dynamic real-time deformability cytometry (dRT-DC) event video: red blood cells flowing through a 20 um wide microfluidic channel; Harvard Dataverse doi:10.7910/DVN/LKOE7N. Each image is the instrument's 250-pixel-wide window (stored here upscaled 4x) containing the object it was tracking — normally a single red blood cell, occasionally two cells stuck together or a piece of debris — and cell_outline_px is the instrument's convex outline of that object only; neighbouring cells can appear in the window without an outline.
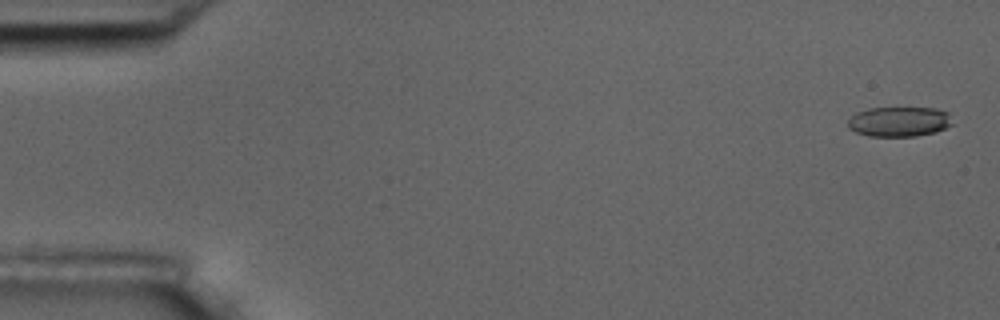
{"species": "common noctule bat (a hibernating species)", "species_latin": "Nyctalus noctula", "temperature_condition": "room temperature", "stored_images_in_passage": 11, "camera_frame_rate_fps": 3000, "um_per_image_px": 0.085, "animal": {"sex": "male", "body_mass_g": 17.5, "forearm_length_mm": 52.3}, "frame": {"image": 1, "passage_image": 1, "time_ms": 0.0, "image_size_px": [1000, 320], "cell_outline_px": [[956, 124], [936, 132], [916, 136], [868, 136], [856, 132], [848, 128], [848, 120], [856, 112], [868, 108], [936, 108], [948, 112]], "centroid_in_image_um": [76.48, 10.34], "position_along_channel_um": 8.5, "area_um2": 18.5}}
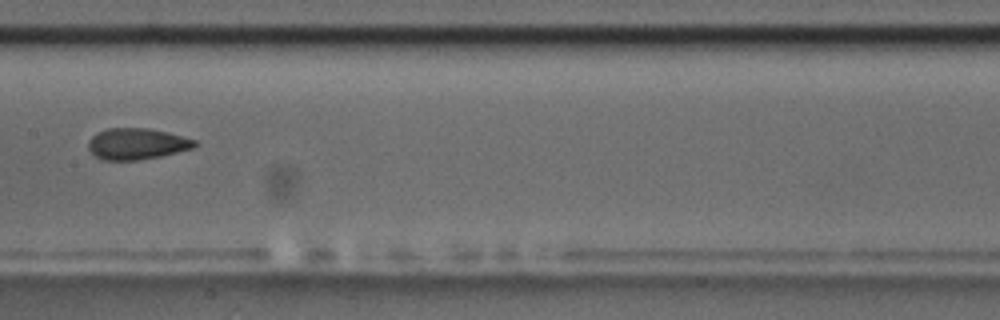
{"frame": {"image": 2, "passage_image": 8, "time_ms": 9.0, "image_size_px": [1000, 320], "cell_outline_px": [[200, 144], [192, 148], [160, 156], [136, 160], [100, 160], [88, 148], [88, 140], [96, 132], [108, 128], [148, 128], [168, 132], [196, 140]], "centroid_in_image_um": [11.62, 12.22], "position_along_channel_um": 195.8, "area_um2": 19.42}}
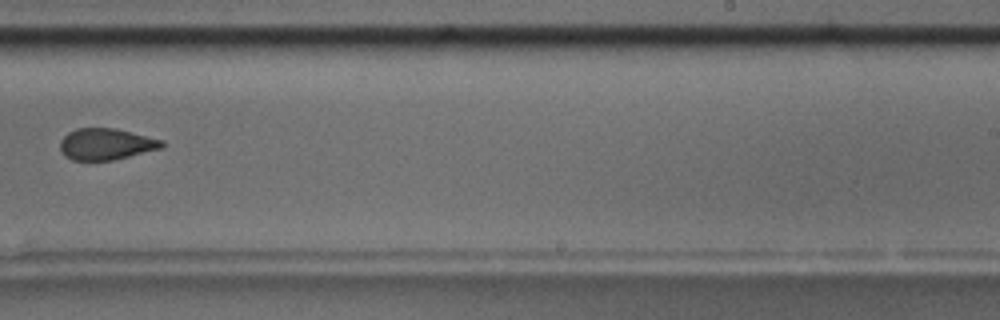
{"frame": {"image": 3, "passage_image": 10, "time_ms": 11.333, "image_size_px": [1000, 320], "cell_outline_px": [[164, 144], [160, 148], [112, 160], [72, 160], [60, 148], [60, 140], [68, 132], [76, 128], [116, 128], [164, 140]], "centroid_in_image_um": [9.01, 12.23], "position_along_channel_um": 280.0, "area_um2": 18.38}}